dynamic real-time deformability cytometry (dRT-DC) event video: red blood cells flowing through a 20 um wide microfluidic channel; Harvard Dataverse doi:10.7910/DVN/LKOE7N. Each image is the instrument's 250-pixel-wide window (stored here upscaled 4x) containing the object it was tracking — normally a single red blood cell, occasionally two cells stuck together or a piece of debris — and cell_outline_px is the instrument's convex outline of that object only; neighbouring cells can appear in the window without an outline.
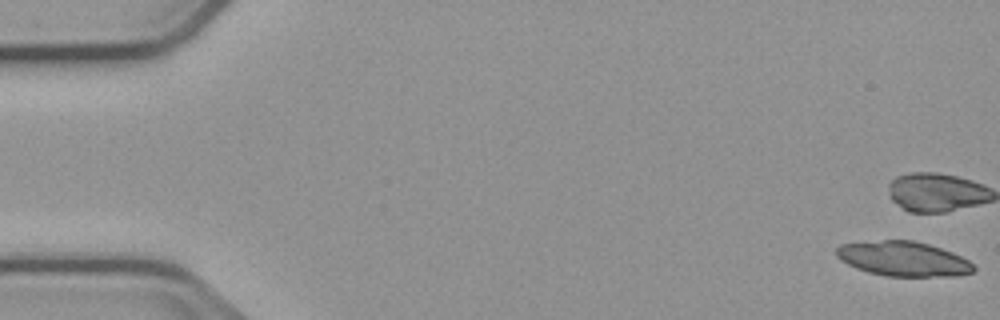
{"species": "common noctule bat (a hibernating species)", "species_latin": "Nyctalus noctula", "temperature_condition": "cold", "stored_images_in_passage": 11, "camera_frame_rate_fps": 3000, "um_per_image_px": 0.085, "animal": {"sex": "male", "body_mass_g": 23.1, "forearm_length_mm": 52.7}, "frame": {"image": 1, "passage_image": 1, "time_ms": 0.0, "image_size_px": [1000, 320], "cell_outline_px": [[976, 268], [972, 272], [956, 276], [888, 276], [868, 272], [856, 268], [840, 260], [836, 256], [836, 248], [840, 244], [884, 240], [912, 240], [928, 244], [952, 252], [968, 260]], "centroid_in_image_um": [76.77, 22.0], "position_along_channel_um": 8.2, "area_um2": 27.63}}